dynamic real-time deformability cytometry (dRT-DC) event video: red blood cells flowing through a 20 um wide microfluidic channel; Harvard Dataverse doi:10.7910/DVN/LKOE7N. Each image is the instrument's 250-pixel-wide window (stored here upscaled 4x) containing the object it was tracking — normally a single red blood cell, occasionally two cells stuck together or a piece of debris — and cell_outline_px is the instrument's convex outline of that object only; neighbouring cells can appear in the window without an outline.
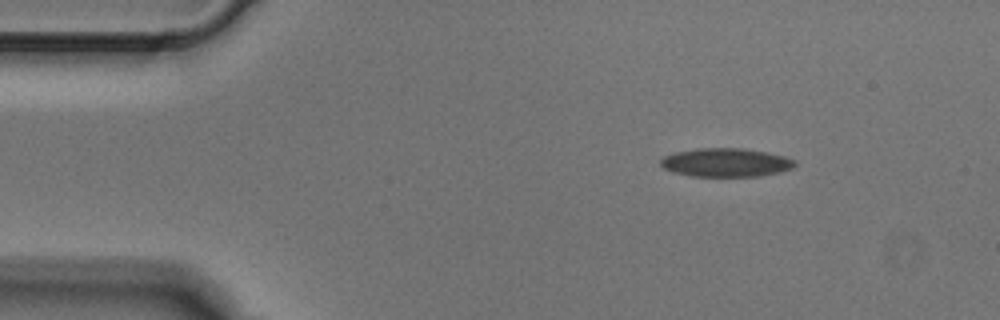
{"species": "Egyptian fruit bat (a non-hibernating species)", "species_latin": "Rousettus aegyptiacus", "temperature_condition": "cold", "stored_images_in_passage": 3, "camera_frame_rate_fps": 3000, "um_per_image_px": 0.085, "animal": {"sex": "male"}, "frame": {"image": 1, "passage_image": 1, "time_ms": 0.0, "image_size_px": [1000, 320], "cell_outline_px": [[796, 164], [792, 168], [780, 172], [760, 176], [692, 176], [672, 172], [664, 168], [660, 164], [660, 160], [664, 156], [676, 152], [696, 148], [744, 148], [768, 152], [784, 156], [796, 160]], "centroid_in_image_um": [61.71, 13.81], "position_along_channel_um": 23.3, "area_um2": 22.48}}
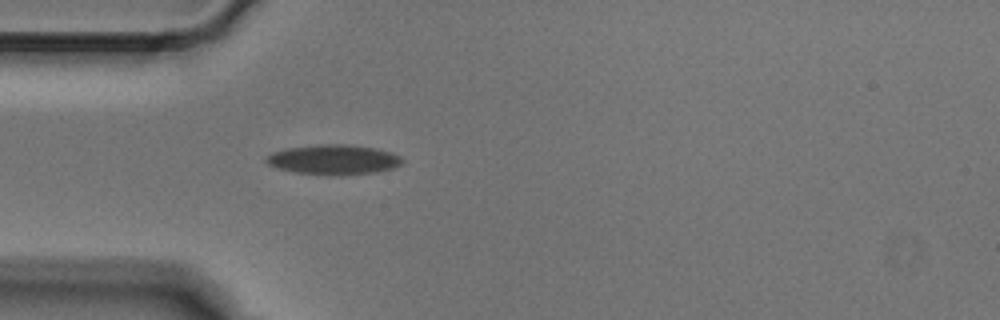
{"frame": {"image": 2, "passage_image": 3, "time_ms": 0.667, "image_size_px": [1000, 320], "cell_outline_px": [[404, 160], [400, 164], [392, 168], [372, 172], [328, 176], [296, 172], [276, 168], [268, 164], [264, 160], [264, 156], [272, 152], [288, 148], [316, 144], [344, 144], [376, 148], [392, 152], [400, 156]], "centroid_in_image_um": [28.3, 13.56], "position_along_channel_um": 56.7, "area_um2": 23.76}}